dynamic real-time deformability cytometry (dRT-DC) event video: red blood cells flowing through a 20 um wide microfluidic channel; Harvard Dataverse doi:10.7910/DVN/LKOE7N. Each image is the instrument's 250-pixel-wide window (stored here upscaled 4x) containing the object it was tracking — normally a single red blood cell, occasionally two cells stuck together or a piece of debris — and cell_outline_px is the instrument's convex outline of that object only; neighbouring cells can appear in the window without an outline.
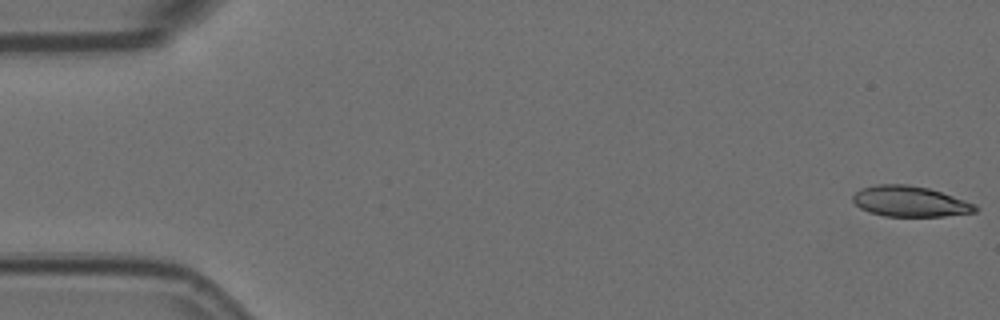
{"species": "Egyptian fruit bat (a non-hibernating species)", "species_latin": "Rousettus aegyptiacus", "temperature_condition": "room temperature", "stored_images_in_passage": 31, "camera_frame_rate_fps": 3000, "um_per_image_px": 0.085, "animal": {"sex": "female"}, "frame": {"image": 1, "passage_image": 1, "time_ms": 0.0, "image_size_px": [1000, 320], "cell_outline_px": [[980, 208], [976, 212], [944, 216], [884, 216], [868, 212], [860, 208], [852, 200], [852, 196], [860, 188], [876, 184], [908, 184], [928, 188], [976, 204]], "centroid_in_image_um": [77.33, 17.12], "position_along_channel_um": 7.7, "area_um2": 21.91}}
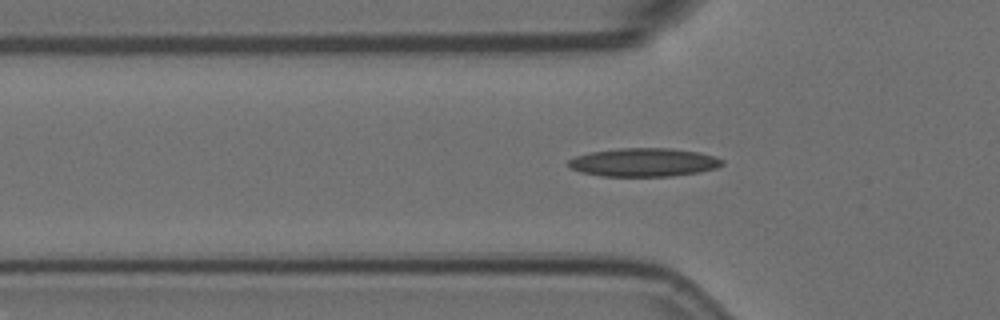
{"frame": {"image": 2, "passage_image": 18, "time_ms": 5.667, "image_size_px": [1000, 320], "cell_outline_px": [[724, 164], [716, 168], [700, 172], [672, 176], [600, 176], [580, 172], [568, 168], [568, 160], [576, 156], [588, 152], [620, 148], [672, 148], [700, 152], [724, 160]], "centroid_in_image_um": [54.7, 13.8], "position_along_channel_um": 71.1, "area_um2": 25.72}}
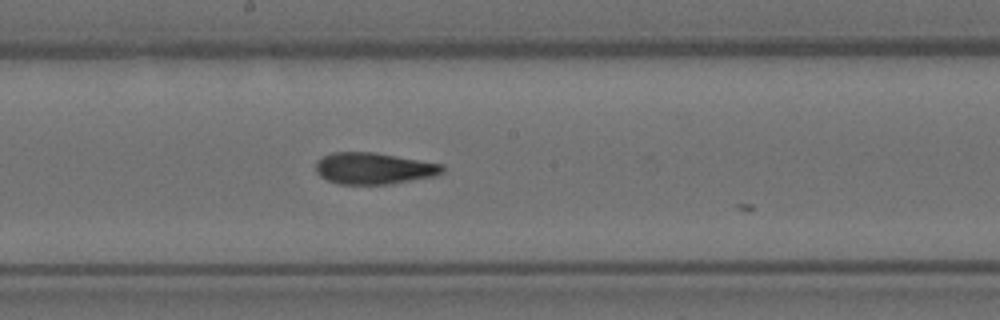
{"frame": {"image": 3, "passage_image": 30, "time_ms": 9.667, "image_size_px": [1000, 320], "cell_outline_px": [[444, 172], [432, 176], [384, 184], [340, 184], [328, 180], [320, 176], [316, 172], [316, 160], [332, 152], [372, 152], [444, 164]], "centroid_in_image_um": [31.74, 14.3], "position_along_channel_um": 216.5, "area_um2": 22.95}}